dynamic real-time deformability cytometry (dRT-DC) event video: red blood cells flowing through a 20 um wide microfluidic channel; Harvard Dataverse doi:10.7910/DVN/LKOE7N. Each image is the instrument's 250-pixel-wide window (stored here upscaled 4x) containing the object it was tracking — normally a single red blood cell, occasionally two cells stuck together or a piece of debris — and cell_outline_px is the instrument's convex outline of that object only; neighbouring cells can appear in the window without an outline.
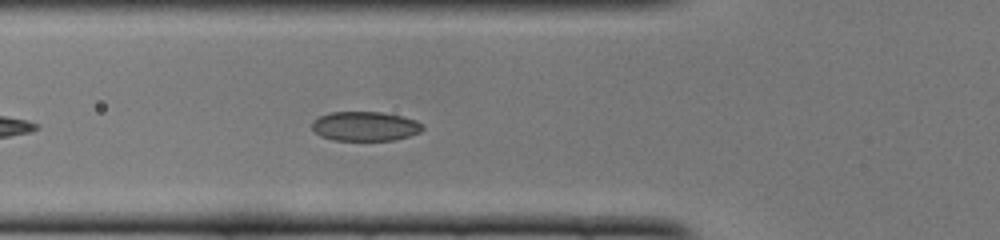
{"species": "common noctule bat (a hibernating species)", "species_latin": "Nyctalus noctula", "temperature_condition": "cold", "stored_images_in_passage": 13, "camera_frame_rate_fps": 3000, "um_per_image_px": 0.085, "animal": {"sex": "female", "body_mass_g": 22.0, "forearm_length_mm": 56.7}, "frame": {"image": 1, "passage_image": 6, "time_ms": 1.667, "image_size_px": [1000, 240], "cell_outline_px": [[424, 128], [420, 132], [396, 140], [332, 140], [320, 136], [312, 128], [312, 120], [328, 112], [380, 112], [400, 116], [416, 120], [424, 124]], "centroid_in_image_um": [31.03, 10.73], "position_along_channel_um": 94.8, "area_um2": 19.02}}
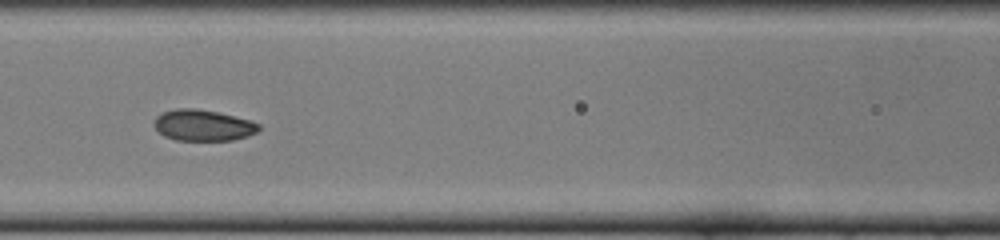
{"frame": {"image": 2, "passage_image": 10, "time_ms": 3.0, "image_size_px": [1000, 240], "cell_outline_px": [[260, 128], [256, 132], [248, 136], [232, 140], [176, 140], [164, 136], [152, 124], [156, 116], [160, 112], [176, 108], [196, 108], [220, 112], [252, 120], [260, 124]], "centroid_in_image_um": [17.26, 10.63], "position_along_channel_um": 149.3, "area_um2": 19.31}}